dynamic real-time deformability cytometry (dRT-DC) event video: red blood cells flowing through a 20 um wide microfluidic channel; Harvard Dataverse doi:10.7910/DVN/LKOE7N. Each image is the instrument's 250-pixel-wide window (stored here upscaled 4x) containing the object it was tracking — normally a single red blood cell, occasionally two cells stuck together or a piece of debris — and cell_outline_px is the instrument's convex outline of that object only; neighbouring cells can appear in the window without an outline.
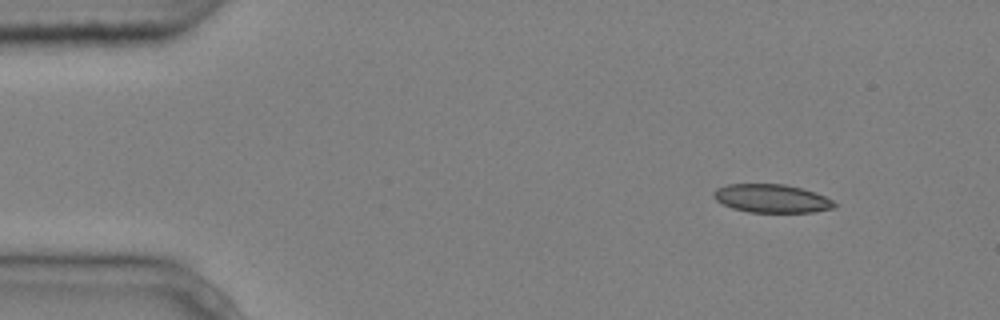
{"species": "common noctule bat (a hibernating species)", "species_latin": "Nyctalus noctula", "temperature_condition": "cold", "stored_images_in_passage": 6, "camera_frame_rate_fps": 3000, "um_per_image_px": 0.085, "animal": {"sex": "male", "body_mass_g": 20.4}, "frame": {"image": 1, "passage_image": 1, "time_ms": 0.0, "image_size_px": [1000, 320], "cell_outline_px": [[836, 204], [832, 208], [812, 212], [748, 212], [732, 208], [716, 200], [712, 196], [712, 192], [716, 188], [728, 184], [784, 184], [816, 192], [832, 200]], "centroid_in_image_um": [65.55, 16.86], "position_along_channel_um": 19.4, "area_um2": 19.88}}
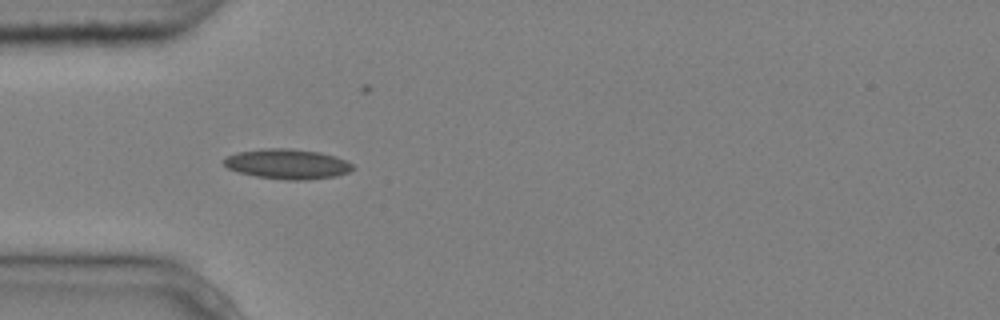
{"frame": {"image": 2, "passage_image": 3, "time_ms": 0.667, "image_size_px": [1000, 320], "cell_outline_px": [[356, 168], [348, 172], [336, 176], [308, 180], [284, 180], [256, 176], [240, 172], [228, 168], [224, 164], [224, 160], [228, 156], [236, 152], [268, 148], [288, 148], [320, 152], [336, 156], [352, 164]], "centroid_in_image_um": [24.46, 13.94], "position_along_channel_um": 60.5, "area_um2": 22.48}}
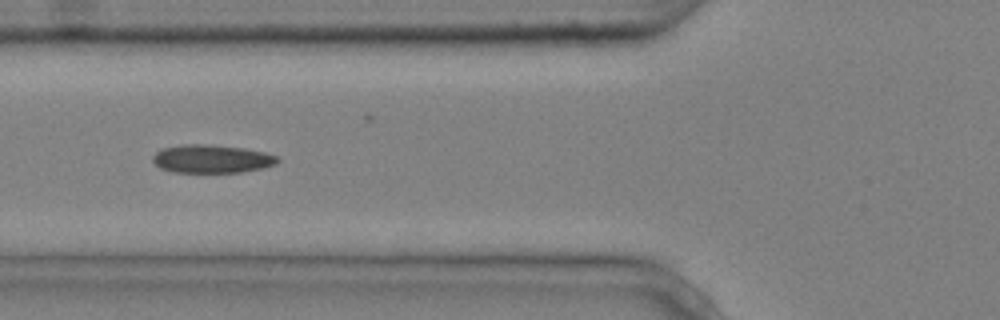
{"frame": {"image": 3, "passage_image": 4, "time_ms": 1.0, "image_size_px": [1000, 320], "cell_outline_px": [[280, 160], [276, 164], [264, 168], [240, 172], [172, 172], [160, 168], [152, 160], [152, 156], [156, 152], [164, 148], [180, 144], [208, 144], [244, 148], [264, 152], [276, 156]], "centroid_in_image_um": [17.99, 13.5], "position_along_channel_um": 107.8, "area_um2": 20.58}}